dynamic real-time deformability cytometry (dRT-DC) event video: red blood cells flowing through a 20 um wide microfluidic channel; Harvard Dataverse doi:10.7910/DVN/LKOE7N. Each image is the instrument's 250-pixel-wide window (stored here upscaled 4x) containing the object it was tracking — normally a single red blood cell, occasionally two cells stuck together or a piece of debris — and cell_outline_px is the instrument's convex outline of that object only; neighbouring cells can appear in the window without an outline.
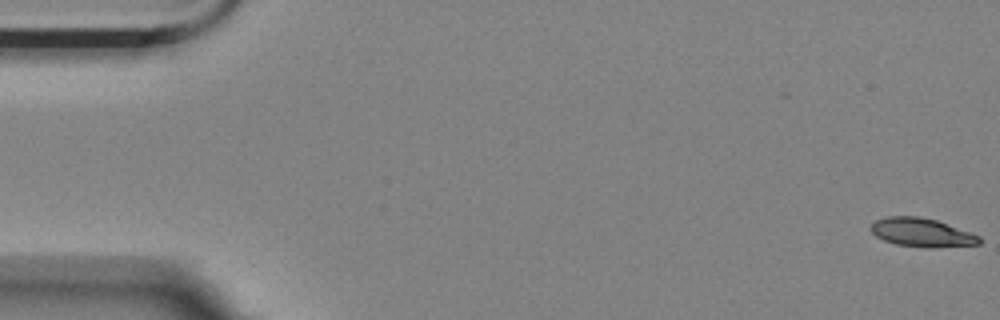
{"species": "Egyptian fruit bat (a non-hibernating species)", "species_latin": "Rousettus aegyptiacus", "temperature_condition": "room temperature", "stored_images_in_passage": 12, "camera_frame_rate_fps": 3000, "um_per_image_px": 0.085, "animal": {"sex": "female"}, "frame": {"image": 1, "passage_image": 1, "time_ms": 0.0, "image_size_px": [1000, 320], "cell_outline_px": [[980, 244], [932, 248], [928, 248], [896, 244], [884, 240], [876, 236], [868, 228], [876, 220], [888, 216], [920, 216], [936, 220], [980, 236]], "centroid_in_image_um": [78.32, 19.76], "position_along_channel_um": 6.7, "area_um2": 18.03}}